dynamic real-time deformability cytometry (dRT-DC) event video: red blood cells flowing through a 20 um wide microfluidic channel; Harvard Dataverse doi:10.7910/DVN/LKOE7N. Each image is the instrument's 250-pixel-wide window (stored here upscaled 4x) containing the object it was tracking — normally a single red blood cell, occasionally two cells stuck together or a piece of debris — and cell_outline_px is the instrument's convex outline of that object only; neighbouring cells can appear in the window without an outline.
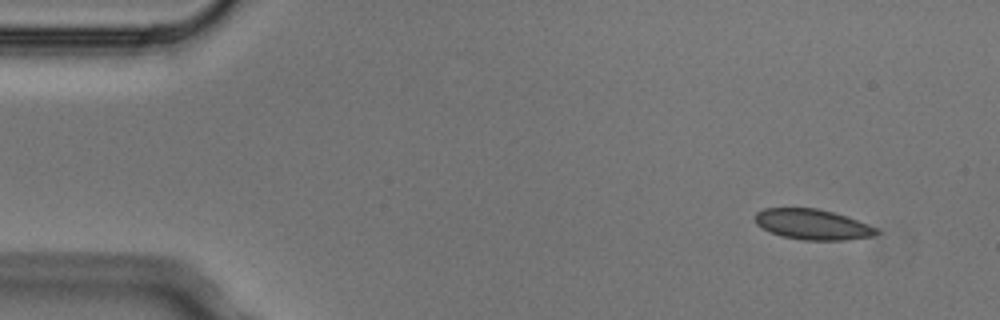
{"species": "Egyptian fruit bat (a non-hibernating species)", "species_latin": "Rousettus aegyptiacus", "temperature_condition": "cold", "stored_images_in_passage": 4, "camera_frame_rate_fps": 3000, "um_per_image_px": 0.085, "animal": {"sex": "male"}, "frame": {"image": 1, "passage_image": 1, "time_ms": 0.0, "image_size_px": [1000, 320], "cell_outline_px": [[880, 232], [872, 236], [844, 240], [804, 240], [780, 236], [756, 224], [756, 212], [764, 208], [816, 208], [848, 216], [868, 224], [876, 228]], "centroid_in_image_um": [69.08, 19.07], "position_along_channel_um": 15.9, "area_um2": 21.39}}